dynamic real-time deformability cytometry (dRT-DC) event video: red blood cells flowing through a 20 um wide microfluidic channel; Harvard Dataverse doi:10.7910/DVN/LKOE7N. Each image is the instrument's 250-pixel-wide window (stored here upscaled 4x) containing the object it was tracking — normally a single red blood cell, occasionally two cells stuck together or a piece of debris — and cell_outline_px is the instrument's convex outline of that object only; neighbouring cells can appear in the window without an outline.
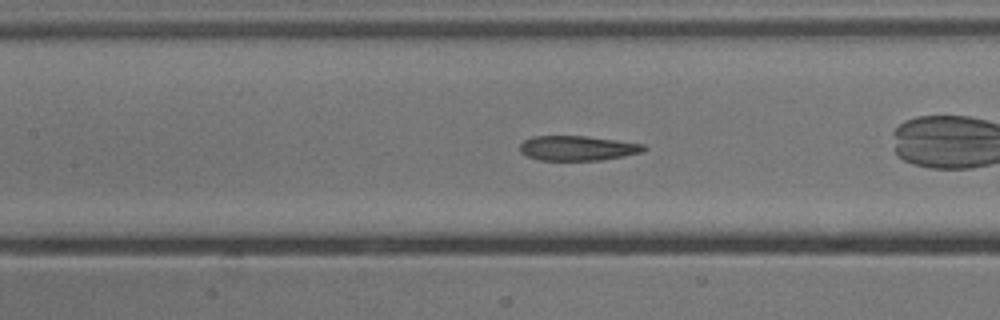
{"species": "common noctule bat (a hibernating species)", "species_latin": "Nyctalus noctula", "temperature_condition": "cold", "stored_images_in_passage": 36, "camera_frame_rate_fps": 3000, "um_per_image_px": 0.085, "animal": {"sex": "male", "body_mass_g": 13.3}, "frame": {"image": 1, "passage_image": 6, "time_ms": 1.667, "image_size_px": [1000, 320], "cell_outline_px": [[648, 148], [644, 152], [624, 156], [600, 160], [540, 160], [524, 156], [520, 152], [520, 144], [524, 140], [532, 136], [584, 136], [644, 144]], "centroid_in_image_um": [49.07, 12.6], "position_along_channel_um": 158.3, "area_um2": 17.98}, "authors_computed_cell_mechanics": {"area_um2": 19.0451, "velocity_mm_per_s": 3.8355, "shape_relaxation_time_tau1_ms": 7.7818, "shape_relaxation_time_tau2_ms": 1.7226, "deformation_change_tau1": 0.2253, "deformation_change_tau2": 0.0846}}